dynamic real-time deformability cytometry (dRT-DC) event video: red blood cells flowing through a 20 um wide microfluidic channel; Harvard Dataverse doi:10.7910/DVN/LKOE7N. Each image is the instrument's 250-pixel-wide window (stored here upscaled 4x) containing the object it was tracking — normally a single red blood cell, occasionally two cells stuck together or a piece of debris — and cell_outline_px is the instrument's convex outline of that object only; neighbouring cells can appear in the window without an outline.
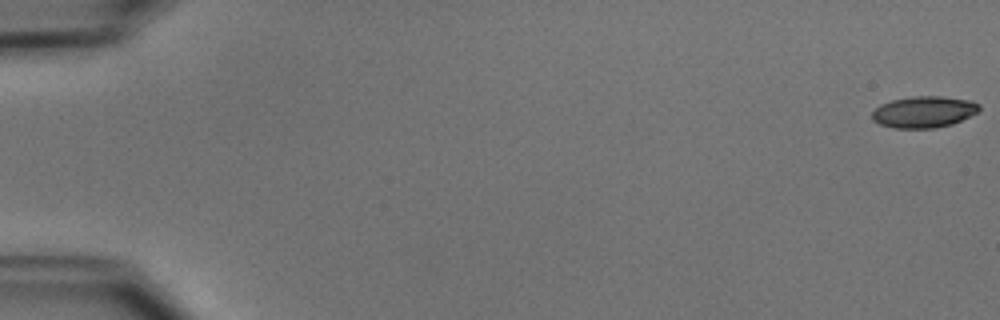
{"species": "common noctule bat (a hibernating species)", "species_latin": "Nyctalus noctula", "temperature_condition": "cold", "stored_images_in_passage": 52, "camera_frame_rate_fps": 3000, "um_per_image_px": 0.085, "animal": {"sex": "male", "body_mass_g": 15.6}, "frame": {"image": 1, "passage_image": 1, "time_ms": 0.0, "image_size_px": [1000, 320], "cell_outline_px": [[980, 108], [976, 112], [952, 124], [936, 128], [892, 128], [880, 124], [872, 120], [872, 112], [880, 104], [892, 100], [912, 96], [940, 96], [972, 100], [980, 104]], "centroid_in_image_um": [78.51, 9.51], "position_along_channel_um": 6.5, "area_um2": 19.65}}
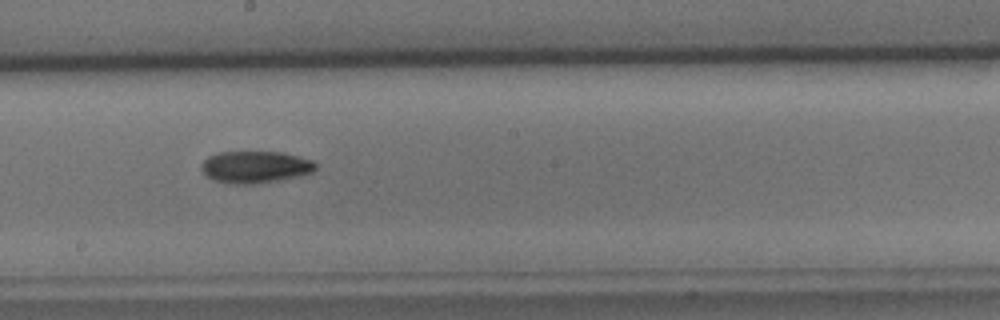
{"frame": {"image": 2, "passage_image": 30, "time_ms": 9.667, "image_size_px": [1000, 320], "cell_outline_px": [[316, 168], [312, 172], [296, 176], [276, 180], [252, 184], [232, 184], [212, 180], [200, 168], [200, 164], [208, 156], [216, 152], [280, 152], [312, 160], [316, 164]], "centroid_in_image_um": [21.63, 14.19], "position_along_channel_um": 226.6, "area_um2": 21.1}}
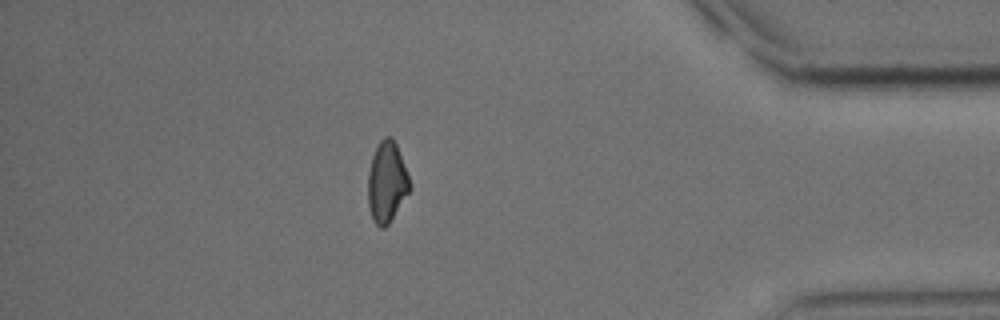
{"frame": {"image": 3, "passage_image": 46, "time_ms": 15.0, "image_size_px": [1000, 320], "cell_outline_px": [[412, 188], [388, 224], [384, 228], [380, 228], [372, 220], [368, 208], [368, 172], [372, 156], [380, 140], [384, 136], [392, 136], [396, 144], [408, 176]], "centroid_in_image_um": [32.86, 15.49], "position_along_channel_um": 402.3, "area_um2": 19.65}, "authors_computed_cell_mechanics": {"area_um2": 20.2011, "velocity_mm_per_s": 3.9328, "shape_relaxation_time_tau1_ms": 4.4127, "shape_relaxation_time_tau2_ms": null, "deformation_change_tau1": 0.1319, "deformation_change_tau2": null}}